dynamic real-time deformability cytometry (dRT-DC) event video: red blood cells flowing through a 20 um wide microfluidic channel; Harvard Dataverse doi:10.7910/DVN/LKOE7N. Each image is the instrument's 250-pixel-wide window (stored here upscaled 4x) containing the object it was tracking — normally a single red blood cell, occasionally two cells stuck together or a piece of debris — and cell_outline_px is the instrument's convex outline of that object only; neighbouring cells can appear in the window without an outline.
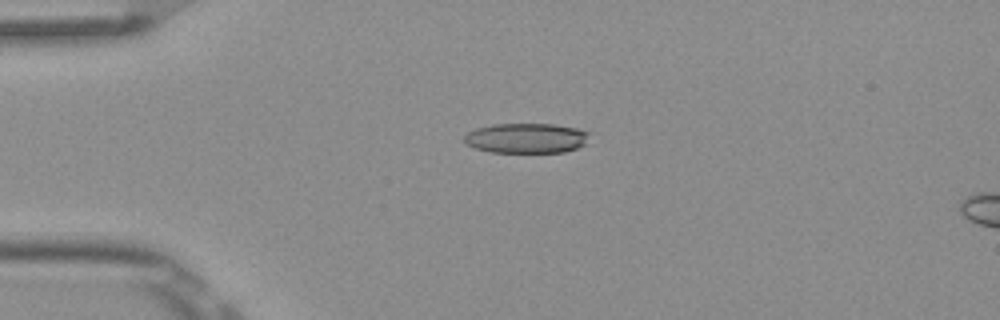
{"species": "Egyptian fruit bat (a non-hibernating species)", "species_latin": "Rousettus aegyptiacus", "temperature_condition": "room temperature", "stored_images_in_passage": 4, "camera_frame_rate_fps": 3000, "um_per_image_px": 0.085, "frame": {"image": 1, "passage_image": 3, "time_ms": 0.667, "image_size_px": [1000, 320], "cell_outline_px": [[588, 132], [584, 144], [576, 148], [564, 152], [488, 152], [464, 144], [464, 136], [468, 132], [476, 128], [492, 124], [556, 124], [576, 128]], "centroid_in_image_um": [44.67, 11.74], "position_along_channel_um": 40.3, "area_um2": 21.79}}